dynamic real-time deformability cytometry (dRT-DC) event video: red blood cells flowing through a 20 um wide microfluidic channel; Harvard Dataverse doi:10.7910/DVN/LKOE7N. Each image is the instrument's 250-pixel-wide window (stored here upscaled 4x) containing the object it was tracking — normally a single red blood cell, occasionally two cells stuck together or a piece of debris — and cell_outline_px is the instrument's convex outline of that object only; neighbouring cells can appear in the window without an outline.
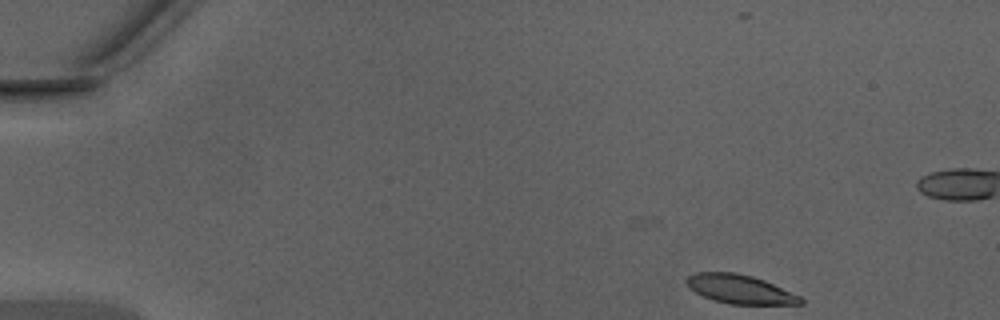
{"species": "Egyptian fruit bat (a non-hibernating species)", "species_latin": "Rousettus aegyptiacus", "temperature_condition": "warm", "stored_images_in_passage": 33, "camera_frame_rate_fps": 3000, "um_per_image_px": 0.085, "animal": {"sex": "male"}, "frame": {"image": 1, "passage_image": 1, "time_ms": 0.0, "image_size_px": [1000, 320], "cell_outline_px": [[804, 304], [732, 304], [716, 300], [704, 296], [696, 292], [684, 280], [688, 276], [696, 272], [736, 272], [752, 276], [764, 280], [800, 296], [804, 300]], "centroid_in_image_um": [62.92, 24.57], "position_along_channel_um": 22.1, "area_um2": 18.9}}
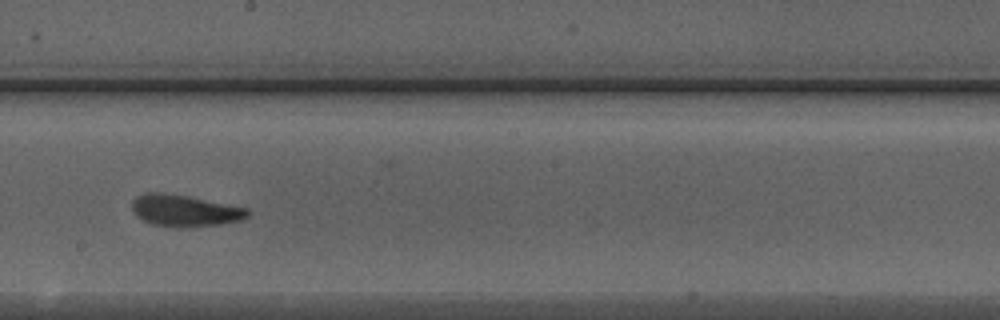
{"frame": {"image": 2, "passage_image": 23, "time_ms": 7.333, "image_size_px": [1000, 320], "cell_outline_px": [[248, 216], [240, 220], [220, 224], [188, 228], [184, 228], [152, 224], [136, 216], [132, 212], [132, 200], [136, 196], [144, 192], [164, 192], [188, 196], [248, 208]], "centroid_in_image_um": [15.66, 17.89], "position_along_channel_um": 232.5, "area_um2": 21.5}}
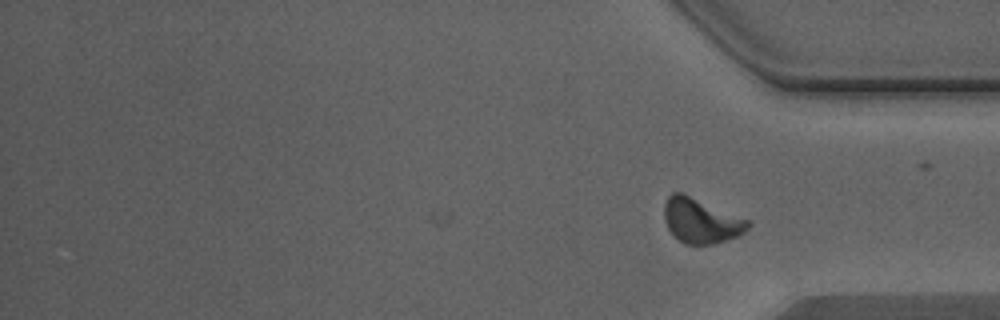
{"frame": {"image": 3, "passage_image": 33, "time_ms": 10.667, "image_size_px": [1000, 320], "cell_outline_px": [[752, 224], [744, 232], [736, 236], [712, 244], [684, 244], [668, 228], [664, 220], [664, 204], [668, 196], [672, 192], [684, 192], [748, 220]], "centroid_in_image_um": [59.56, 18.73], "position_along_channel_um": 375.6, "area_um2": 21.73}, "authors_computed_cell_mechanics": {"area_um2": 21.0392, "velocity_mm_per_s": 4.3442, "shape_relaxation_time_tau1_ms": 2.7534, "shape_relaxation_time_tau2_ms": 1.2188, "deformation_change_tau1": 0.1564, "deformation_change_tau2": 0.0804}}